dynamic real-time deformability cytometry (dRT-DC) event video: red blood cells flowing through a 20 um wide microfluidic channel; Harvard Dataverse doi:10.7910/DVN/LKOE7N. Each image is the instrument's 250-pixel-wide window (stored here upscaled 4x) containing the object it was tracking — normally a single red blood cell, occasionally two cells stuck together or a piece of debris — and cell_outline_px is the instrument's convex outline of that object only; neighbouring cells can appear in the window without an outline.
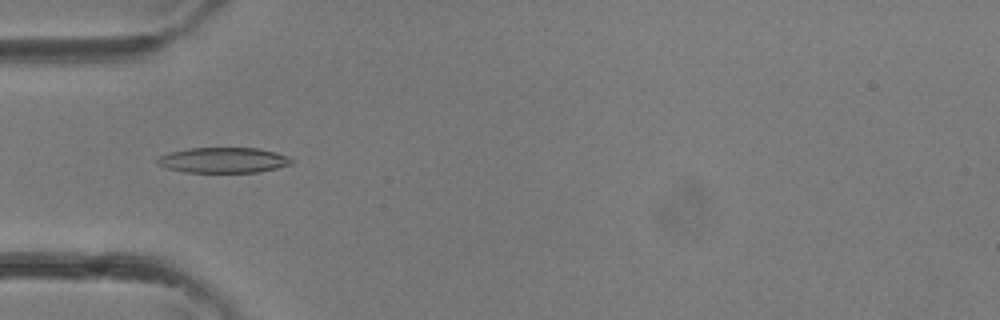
{"species": "common noctule bat (a hibernating species)", "species_latin": "Nyctalus noctula", "temperature_condition": "room temperature", "stored_images_in_passage": 36, "camera_frame_rate_fps": 3000, "um_per_image_px": 0.085, "animal": {"sex": "female"}, "frame": {"image": 1, "passage_image": 12, "time_ms": 3.667, "image_size_px": [1000, 320], "cell_outline_px": [[292, 164], [260, 172], [184, 172], [168, 168], [160, 164], [156, 160], [160, 156], [168, 152], [188, 148], [260, 148], [276, 152], [288, 156], [292, 160]], "centroid_in_image_um": [19.01, 13.6], "position_along_channel_um": 66.0, "area_um2": 19.83}}
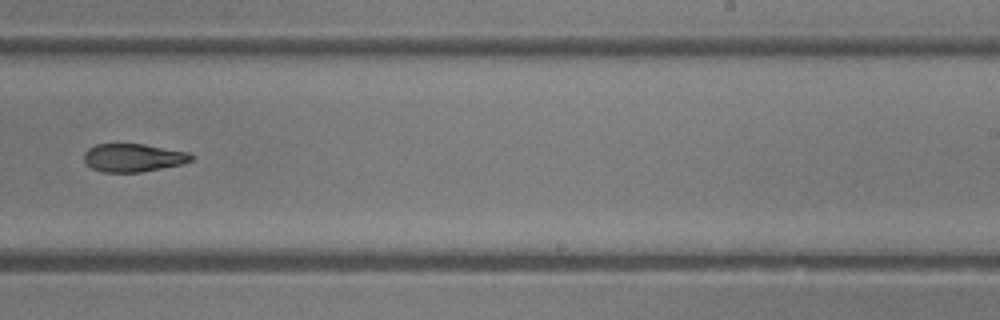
{"frame": {"image": 2, "passage_image": 23, "time_ms": 7.333, "image_size_px": [1000, 320], "cell_outline_px": [[196, 156], [192, 160], [180, 164], [140, 172], [104, 172], [92, 168], [84, 160], [84, 152], [88, 148], [96, 144], [144, 144], [192, 152]], "centroid_in_image_um": [11.36, 13.39], "position_along_channel_um": 277.6, "area_um2": 17.63}}
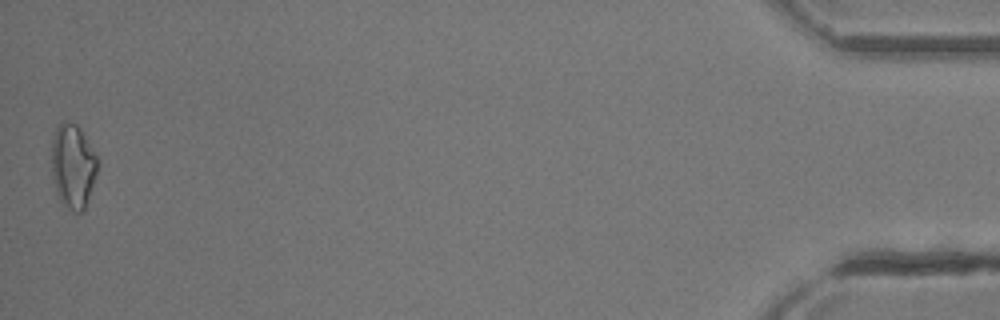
{"frame": {"image": 3, "passage_image": 36, "time_ms": 11.667, "image_size_px": [1000, 320], "cell_outline_px": [[100, 160], [96, 176], [84, 208], [80, 212], [72, 212], [60, 200], [56, 192], [52, 176], [52, 140], [56, 128], [64, 120], [76, 124]], "centroid_in_image_um": [6.2, 14.11], "position_along_channel_um": 429.0, "area_um2": 22.43}}